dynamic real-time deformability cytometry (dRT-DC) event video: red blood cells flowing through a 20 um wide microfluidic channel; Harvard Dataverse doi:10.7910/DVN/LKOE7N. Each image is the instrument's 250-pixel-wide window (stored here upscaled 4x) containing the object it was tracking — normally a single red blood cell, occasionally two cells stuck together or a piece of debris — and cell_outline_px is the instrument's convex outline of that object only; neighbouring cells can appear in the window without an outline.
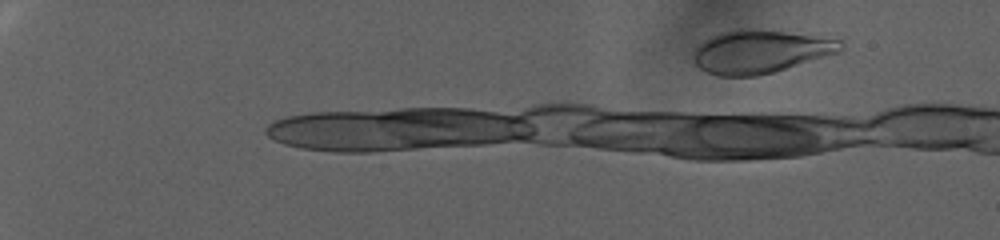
{"species": "human", "species_latin": "Homo sapiens", "temperature_condition": "warm", "stored_images_in_passage": 22, "camera_frame_rate_fps": 3000, "um_per_image_px": 0.085, "donor": {"sex": "female"}, "frame": {"image": 1, "passage_image": 13, "time_ms": 4.0, "image_size_px": [1000, 240], "cell_outline_px": [[844, 48], [840, 52], [772, 72], [756, 76], [716, 76], [700, 68], [692, 60], [692, 52], [704, 40], [720, 32], [736, 28], [760, 28], [840, 40], [844, 44]], "centroid_in_image_um": [64.58, 4.37], "position_along_channel_um": 20.4, "area_um2": 37.11}}